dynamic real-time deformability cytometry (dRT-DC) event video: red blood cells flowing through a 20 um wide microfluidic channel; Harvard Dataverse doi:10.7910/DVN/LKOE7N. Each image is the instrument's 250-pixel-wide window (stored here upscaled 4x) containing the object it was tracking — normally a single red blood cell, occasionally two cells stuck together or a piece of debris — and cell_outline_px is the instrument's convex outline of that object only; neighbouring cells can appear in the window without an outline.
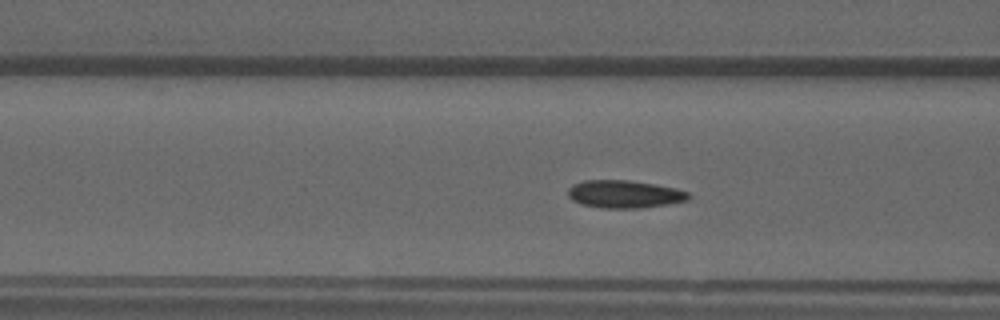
{"species": "common noctule bat (a hibernating species)", "species_latin": "Nyctalus noctula", "temperature_condition": "warm", "stored_images_in_passage": 41, "camera_frame_rate_fps": 3000, "um_per_image_px": 0.085, "animal": {"sex": "male", "forearm_length_mm": 52.5}, "frame": {"image": 1, "passage_image": 9, "time_ms": 2.667, "image_size_px": [1000, 320], "cell_outline_px": [[692, 196], [688, 200], [668, 204], [636, 208], [600, 208], [580, 204], [572, 200], [568, 196], [568, 188], [572, 184], [584, 180], [628, 180], [656, 184], [676, 188], [688, 192]], "centroid_in_image_um": [53.06, 16.5], "position_along_channel_um": 113.5, "area_um2": 19.65}}
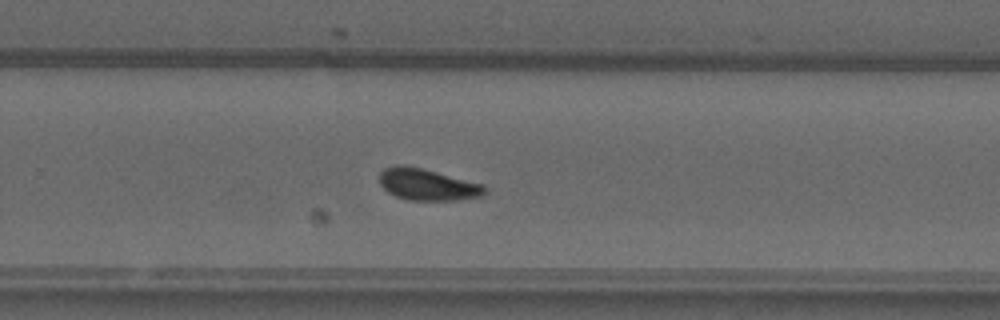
{"frame": {"image": 2, "passage_image": 23, "time_ms": 7.333, "image_size_px": [1000, 320], "cell_outline_px": [[488, 188], [484, 196], [456, 200], [408, 200], [396, 196], [388, 192], [380, 184], [380, 172], [384, 168], [396, 164], [404, 164], [484, 184]], "centroid_in_image_um": [36.35, 15.69], "position_along_channel_um": 293.5, "area_um2": 19.48}}
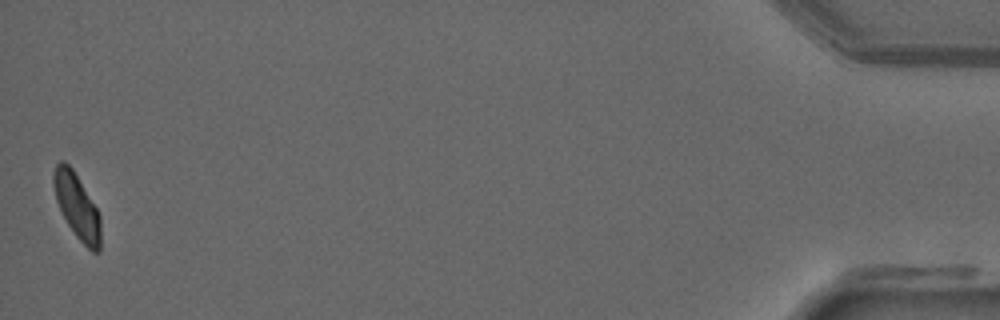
{"frame": {"image": 3, "passage_image": 41, "time_ms": 13.333, "image_size_px": [1000, 320], "cell_outline_px": [[100, 252], [92, 252], [76, 236], [68, 224], [56, 200], [52, 184], [52, 172], [56, 164], [60, 160], [64, 160], [72, 168], [96, 208], [100, 216]], "centroid_in_image_um": [6.52, 17.5], "position_along_channel_um": 428.7, "area_um2": 17.63}, "authors_computed_cell_mechanics": {"area_um2": 19.0162, "velocity_mm_per_s": 3.866, "shape_relaxation_time_tau1_ms": 5.1898, "shape_relaxation_time_tau2_ms": 1.5753, "deformation_change_tau1": 0.1452, "deformation_change_tau2": 0.0609}}